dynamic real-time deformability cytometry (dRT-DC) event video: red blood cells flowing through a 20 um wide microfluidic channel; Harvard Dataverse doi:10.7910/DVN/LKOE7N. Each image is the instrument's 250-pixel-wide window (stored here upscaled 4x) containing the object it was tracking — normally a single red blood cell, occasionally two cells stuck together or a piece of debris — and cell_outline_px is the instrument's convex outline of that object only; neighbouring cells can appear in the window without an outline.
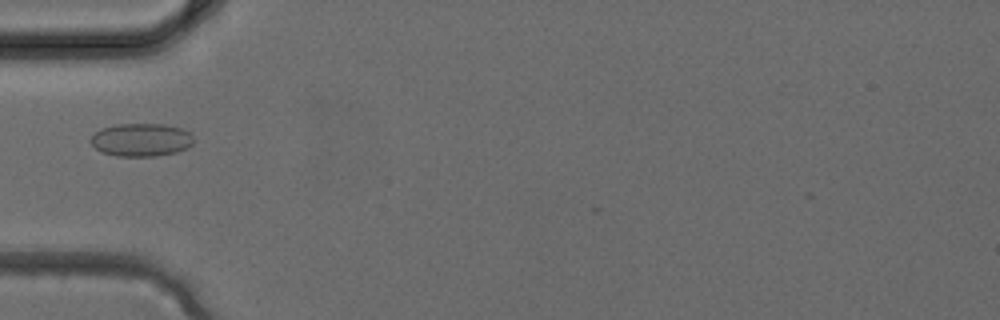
{"species": "common noctule bat (a hibernating species)", "species_latin": "Nyctalus noctula", "temperature_condition": "cold", "stored_images_in_passage": 1, "camera_frame_rate_fps": 3000, "um_per_image_px": 0.085, "animal": {"sex": "female", "body_mass_g": 24.6, "forearm_length_mm": 56.2}, "frame": {"image": 1, "passage_image": 1, "time_ms": 0.0, "image_size_px": [1000, 320], "cell_outline_px": [[192, 144], [188, 148], [176, 152], [156, 156], [116, 156], [100, 152], [88, 140], [100, 128], [116, 124], [164, 124], [184, 128], [192, 136]], "centroid_in_image_um": [11.98, 11.88], "position_along_channel_um": 73.0, "area_um2": 20.0}}